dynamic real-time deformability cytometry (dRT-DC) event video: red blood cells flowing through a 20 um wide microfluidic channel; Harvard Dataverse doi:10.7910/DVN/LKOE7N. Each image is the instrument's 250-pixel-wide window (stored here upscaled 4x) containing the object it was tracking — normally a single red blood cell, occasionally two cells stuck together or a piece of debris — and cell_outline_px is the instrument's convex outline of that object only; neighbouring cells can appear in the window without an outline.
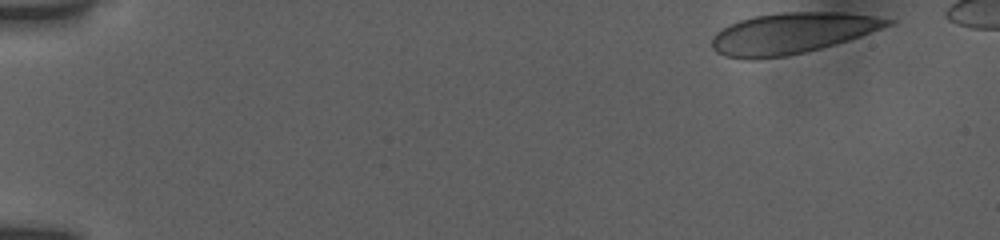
{"species": "human", "species_latin": "Homo sapiens", "temperature_condition": "room temperature", "stored_images_in_passage": 30, "camera_frame_rate_fps": 3000, "um_per_image_px": 0.085, "donor": {"sex": "female"}, "frame": {"image": 1, "passage_image": 1, "time_ms": 0.0, "image_size_px": [1000, 240], "cell_outline_px": [[896, 20], [892, 24], [860, 36], [848, 40], [820, 48], [804, 52], [784, 56], [752, 60], [748, 60], [724, 56], [716, 52], [712, 48], [712, 36], [720, 28], [728, 24], [740, 20], [756, 16], [784, 12], [844, 12], [872, 16]], "centroid_in_image_um": [67.25, 2.83], "position_along_channel_um": 17.7, "area_um2": 41.79}}
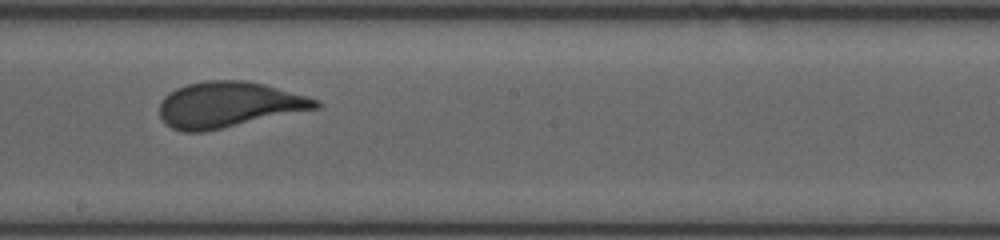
{"frame": {"image": 2, "passage_image": 19, "time_ms": 9.0, "image_size_px": [1000, 240], "cell_outline_px": [[324, 104], [320, 108], [204, 132], [184, 132], [172, 128], [160, 116], [160, 100], [164, 96], [176, 88], [188, 84], [208, 80], [248, 80], [264, 84], [320, 100]], "centroid_in_image_um": [19.46, 8.9], "position_along_channel_um": 228.7, "area_um2": 41.67}}
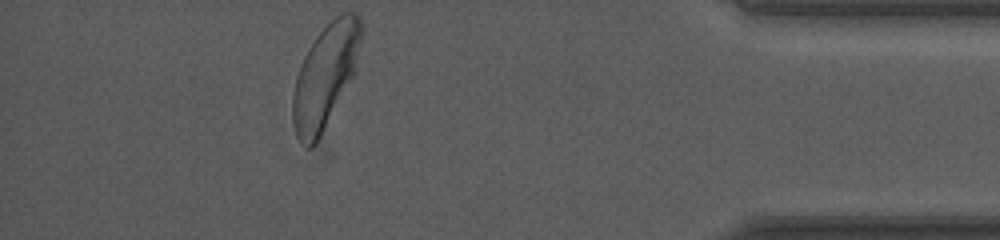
{"frame": {"image": 3, "passage_image": 30, "time_ms": 14.667, "image_size_px": [1000, 240], "cell_outline_px": [[360, 40], [356, 72], [316, 144], [312, 148], [308, 148], [296, 136], [292, 120], [292, 96], [296, 76], [300, 64], [308, 48], [316, 36], [340, 12], [356, 12], [360, 16]], "centroid_in_image_um": [27.63, 6.49], "position_along_channel_um": 407.6, "area_um2": 41.21}, "authors_computed_cell_mechanics": {"area_um2": 41.3848, "velocity_mm_per_s": 3.8412, "shape_relaxation_time_tau1_ms": 5.2307, "shape_relaxation_time_tau2_ms": null, "deformation_change_tau1": 0.163, "deformation_change_tau2": null}}